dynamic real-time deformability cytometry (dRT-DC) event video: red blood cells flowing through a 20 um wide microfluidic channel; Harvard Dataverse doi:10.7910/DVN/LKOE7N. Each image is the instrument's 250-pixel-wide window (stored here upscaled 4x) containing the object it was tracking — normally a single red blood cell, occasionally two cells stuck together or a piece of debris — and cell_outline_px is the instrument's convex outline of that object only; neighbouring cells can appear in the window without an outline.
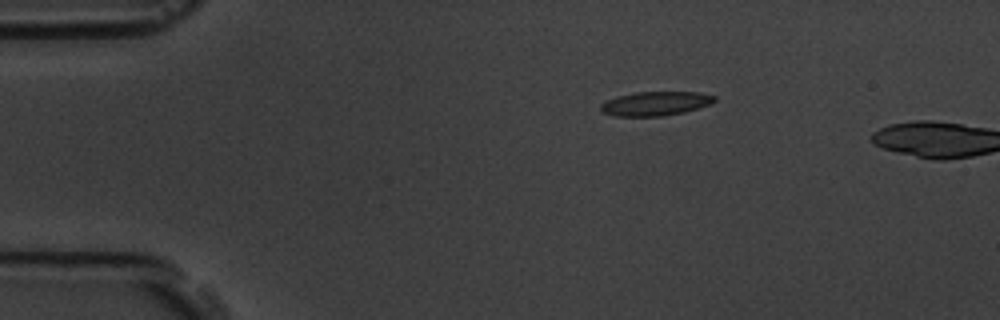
{"species": "common noctule bat (a hibernating species)", "species_latin": "Nyctalus noctula", "temperature_condition": "room temperature", "stored_images_in_passage": 3, "camera_frame_rate_fps": 3000, "um_per_image_px": 0.085, "animal": {"sex": "male", "body_mass_g": 19.5, "forearm_length_mm": 54.6}, "frame": {"image": 1, "passage_image": 1, "time_ms": 0.0, "image_size_px": [1000, 320], "cell_outline_px": [[716, 100], [708, 104], [684, 112], [664, 116], [616, 116], [604, 112], [600, 108], [600, 104], [616, 96], [636, 92], [700, 92], [716, 96]], "centroid_in_image_um": [55.71, 8.79], "position_along_channel_um": 29.3, "area_um2": 15.84}}